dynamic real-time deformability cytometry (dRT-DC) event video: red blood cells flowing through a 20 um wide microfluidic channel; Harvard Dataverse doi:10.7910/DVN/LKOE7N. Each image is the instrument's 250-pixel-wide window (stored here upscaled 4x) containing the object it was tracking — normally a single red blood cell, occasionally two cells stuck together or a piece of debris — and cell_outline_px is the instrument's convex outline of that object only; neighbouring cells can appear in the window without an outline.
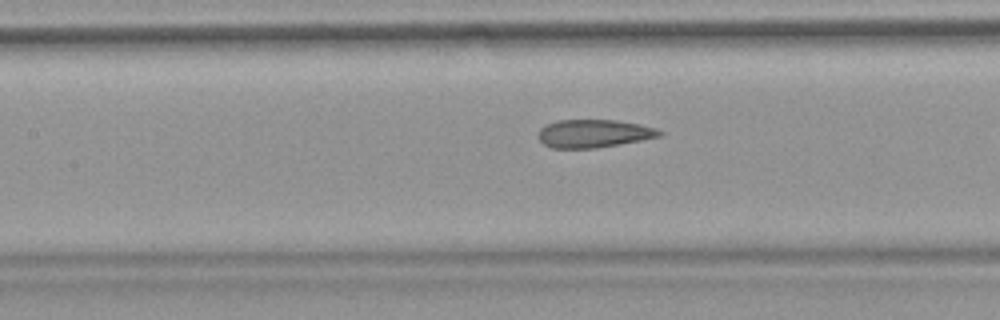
{"species": "common noctule bat (a hibernating species)", "species_latin": "Nyctalus noctula", "temperature_condition": "warm", "stored_images_in_passage": 30, "camera_frame_rate_fps": 3000, "um_per_image_px": 0.085, "animal": {"sex": "female", "body_mass_g": 18.4}, "frame": {"image": 1, "passage_image": 13, "time_ms": 4.0, "image_size_px": [1000, 320], "cell_outline_px": [[664, 132], [660, 136], [620, 144], [596, 148], [552, 148], [544, 144], [536, 136], [540, 128], [544, 124], [556, 120], [616, 120], [640, 124], [656, 128]], "centroid_in_image_um": [50.43, 11.34], "position_along_channel_um": 157.0, "area_um2": 19.94}}